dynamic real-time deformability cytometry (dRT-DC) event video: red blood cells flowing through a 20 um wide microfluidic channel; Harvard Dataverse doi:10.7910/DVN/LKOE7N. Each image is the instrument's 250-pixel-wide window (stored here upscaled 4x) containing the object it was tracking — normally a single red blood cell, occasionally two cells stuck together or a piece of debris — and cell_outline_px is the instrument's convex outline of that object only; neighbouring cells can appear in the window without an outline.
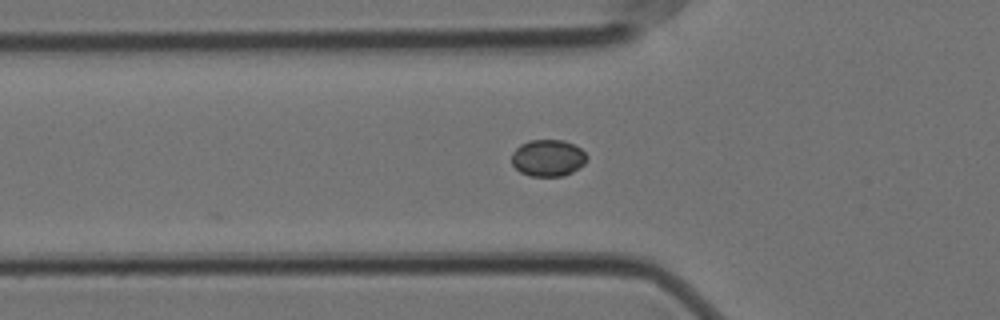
{"species": "Egyptian fruit bat (a non-hibernating species)", "species_latin": "Rousettus aegyptiacus", "temperature_condition": "cold", "stored_images_in_passage": 4, "camera_frame_rate_fps": 3000, "um_per_image_px": 0.085, "animal": {"sex": "female"}, "frame": {"image": 1, "passage_image": 4, "time_ms": 1.0, "image_size_px": [1000, 320], "cell_outline_px": [[588, 156], [584, 164], [580, 168], [564, 176], [528, 176], [520, 172], [512, 164], [512, 152], [520, 144], [528, 140], [564, 140], [580, 148]], "centroid_in_image_um": [46.57, 13.43], "position_along_channel_um": 79.2, "area_um2": 16.24}}